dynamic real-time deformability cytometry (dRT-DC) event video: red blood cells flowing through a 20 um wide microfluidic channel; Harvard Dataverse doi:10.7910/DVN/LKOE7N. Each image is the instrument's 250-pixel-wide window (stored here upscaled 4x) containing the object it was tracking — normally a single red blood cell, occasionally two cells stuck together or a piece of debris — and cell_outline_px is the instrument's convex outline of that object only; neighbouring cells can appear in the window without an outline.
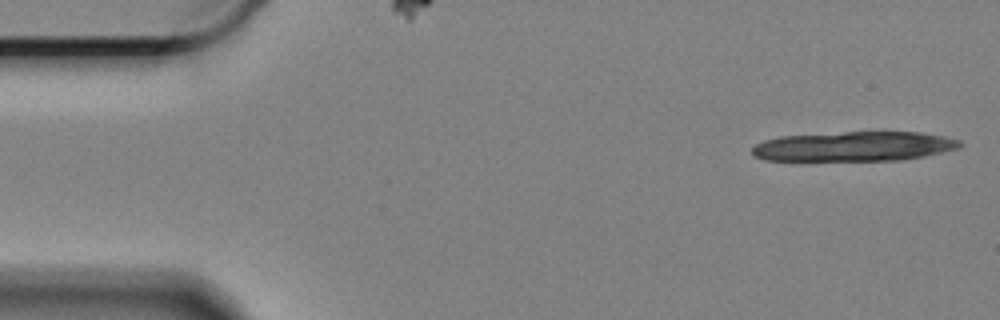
{"species": "Egyptian fruit bat (a non-hibernating species)", "species_latin": "Rousettus aegyptiacus", "temperature_condition": "cold", "stored_images_in_passage": 13, "camera_frame_rate_fps": 3000, "um_per_image_px": 0.085, "animal": {"sex": "female"}, "frame": {"image": 1, "passage_image": 1, "time_ms": 0.0, "image_size_px": [1000, 320], "cell_outline_px": [[964, 144], [960, 148], [900, 160], [800, 164], [764, 160], [752, 156], [752, 148], [756, 144], [764, 140], [780, 136], [844, 132], [920, 132], [944, 136], [960, 140]], "centroid_in_image_um": [72.43, 12.5], "position_along_channel_um": 12.6, "area_um2": 37.74}}